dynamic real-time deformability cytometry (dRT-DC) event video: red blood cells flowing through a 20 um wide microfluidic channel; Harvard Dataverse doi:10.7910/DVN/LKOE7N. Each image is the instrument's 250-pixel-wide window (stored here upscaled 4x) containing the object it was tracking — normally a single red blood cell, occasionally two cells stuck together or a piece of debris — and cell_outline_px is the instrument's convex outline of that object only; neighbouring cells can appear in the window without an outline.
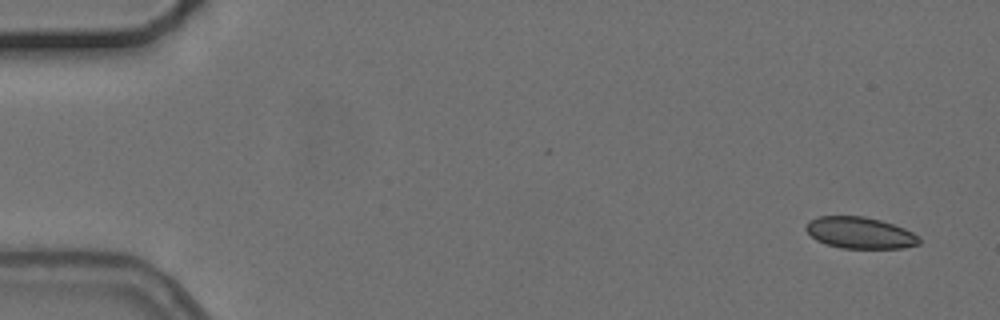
{"species": "common noctule bat (a hibernating species)", "species_latin": "Nyctalus noctula", "temperature_condition": "cold", "stored_images_in_passage": 4, "camera_frame_rate_fps": 3000, "um_per_image_px": 0.085, "animal": {"sex": "female", "body_mass_g": 24.6, "forearm_length_mm": 56.2}, "frame": {"image": 1, "passage_image": 1, "time_ms": 0.0, "image_size_px": [1000, 320], "cell_outline_px": [[920, 244], [904, 248], [840, 248], [824, 244], [816, 240], [804, 228], [808, 220], [816, 216], [864, 216], [880, 220], [904, 228], [920, 236]], "centroid_in_image_um": [73.08, 19.79], "position_along_channel_um": 11.9, "area_um2": 20.98}}